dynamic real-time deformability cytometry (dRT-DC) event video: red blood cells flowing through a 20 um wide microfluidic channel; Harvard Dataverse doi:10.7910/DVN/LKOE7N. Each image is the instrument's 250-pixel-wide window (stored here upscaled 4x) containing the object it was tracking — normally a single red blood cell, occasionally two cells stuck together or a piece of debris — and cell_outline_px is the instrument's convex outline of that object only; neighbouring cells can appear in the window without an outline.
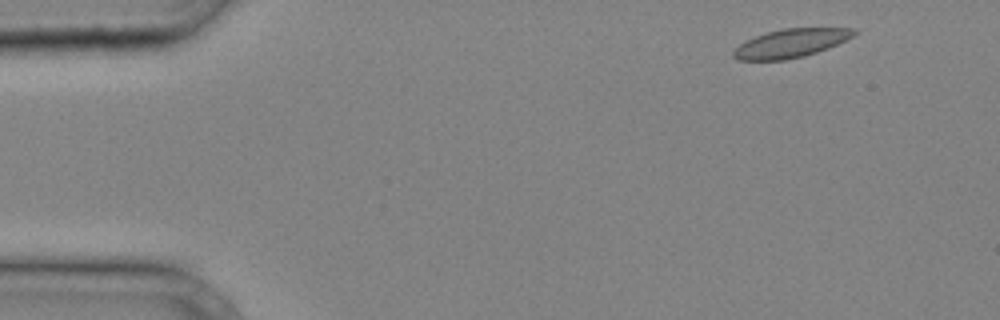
{"species": "common noctule bat (a hibernating species)", "species_latin": "Nyctalus noctula", "temperature_condition": "cold", "stored_images_in_passage": 31, "camera_frame_rate_fps": 3000, "um_per_image_px": 0.085, "animal": {"sex": "male", "body_mass_g": 20.4}, "frame": {"image": 1, "passage_image": 1, "time_ms": 0.0, "image_size_px": [1000, 320], "cell_outline_px": [[860, 32], [828, 48], [804, 56], [784, 60], [740, 60], [732, 56], [732, 52], [744, 40], [768, 32], [784, 28], [852, 28]], "centroid_in_image_um": [67.2, 3.67], "position_along_channel_um": 17.8, "area_um2": 19.88}}
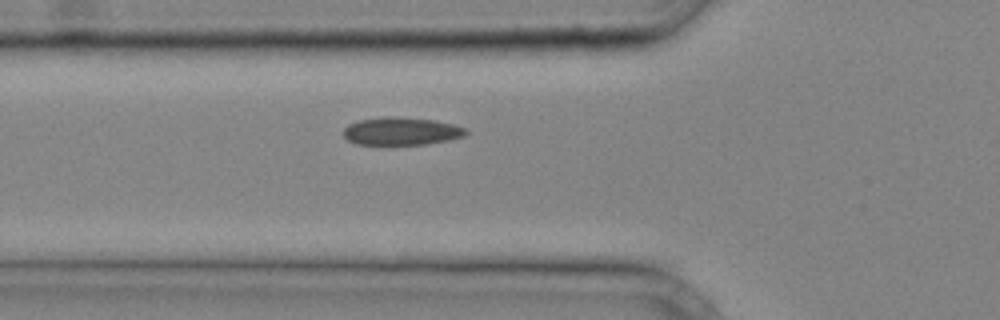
{"frame": {"image": 2, "passage_image": 11, "time_ms": 3.333, "image_size_px": [1000, 320], "cell_outline_px": [[468, 132], [464, 136], [448, 140], [428, 144], [356, 144], [348, 140], [344, 136], [344, 128], [348, 124], [360, 120], [432, 120], [452, 124], [468, 128]], "centroid_in_image_um": [34.16, 11.21], "position_along_channel_um": 91.6, "area_um2": 18.61}}
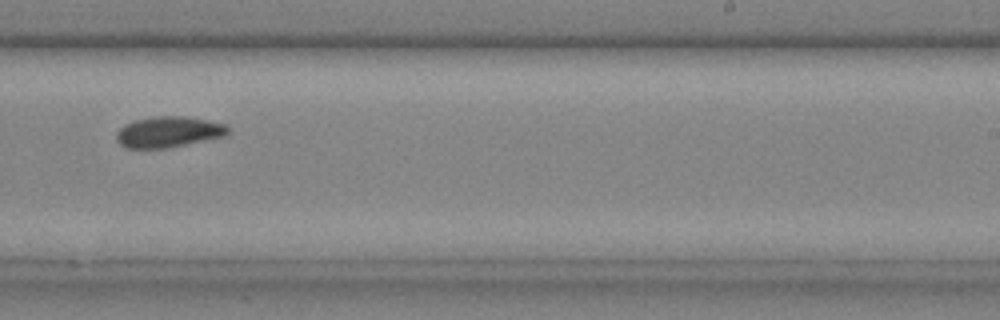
{"frame": {"image": 3, "passage_image": 22, "time_ms": 7.0, "image_size_px": [1000, 320], "cell_outline_px": [[228, 132], [224, 136], [168, 148], [124, 148], [116, 140], [116, 132], [124, 124], [136, 120], [156, 116], [188, 116], [208, 120], [224, 124], [228, 128]], "centroid_in_image_um": [14.29, 11.21], "position_along_channel_um": 274.7, "area_um2": 20.06}}